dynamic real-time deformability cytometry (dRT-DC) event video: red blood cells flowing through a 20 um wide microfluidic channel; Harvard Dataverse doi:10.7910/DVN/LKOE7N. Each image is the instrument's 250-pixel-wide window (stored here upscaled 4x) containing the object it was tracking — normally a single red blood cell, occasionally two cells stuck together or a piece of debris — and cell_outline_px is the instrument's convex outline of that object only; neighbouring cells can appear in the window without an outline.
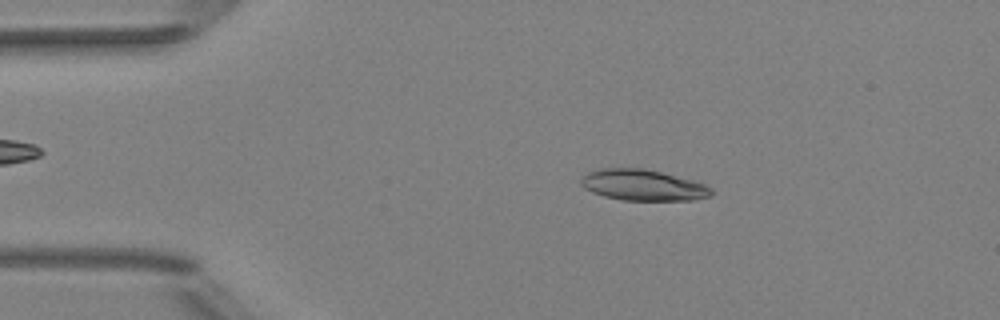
{"species": "Egyptian fruit bat (a non-hibernating species)", "species_latin": "Rousettus aegyptiacus", "temperature_condition": "room temperature", "stored_images_in_passage": 50, "camera_frame_rate_fps": 3000, "um_per_image_px": 0.085, "animal": {"sex": "female"}, "frame": {"image": 1, "passage_image": 9, "time_ms": 2.667, "image_size_px": [1000, 320], "cell_outline_px": [[712, 196], [692, 200], [620, 200], [604, 196], [592, 192], [584, 188], [580, 184], [580, 180], [588, 172], [596, 168], [644, 168], [692, 180], [704, 184], [712, 188]], "centroid_in_image_um": [54.63, 15.73], "position_along_channel_um": 30.4, "area_um2": 23.58}}
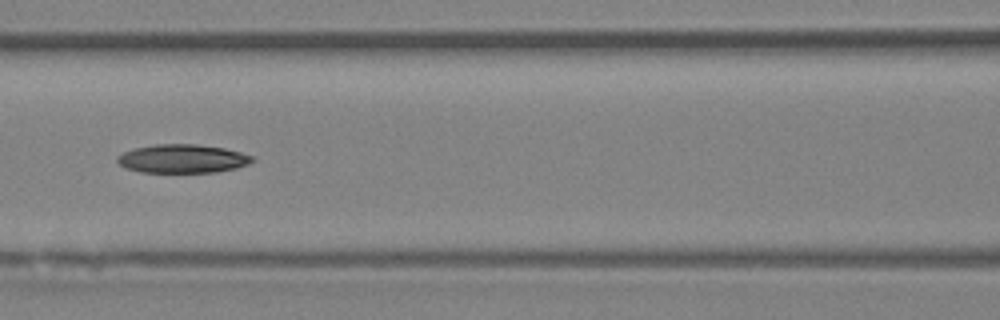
{"frame": {"image": 2, "passage_image": 22, "time_ms": 7.0, "image_size_px": [1000, 320], "cell_outline_px": [[256, 160], [248, 164], [236, 168], [216, 172], [140, 172], [128, 168], [120, 164], [116, 160], [116, 156], [124, 152], [136, 148], [156, 144], [196, 144], [224, 148], [256, 156]], "centroid_in_image_um": [15.56, 13.48], "position_along_channel_um": 151.0, "area_um2": 22.48}}
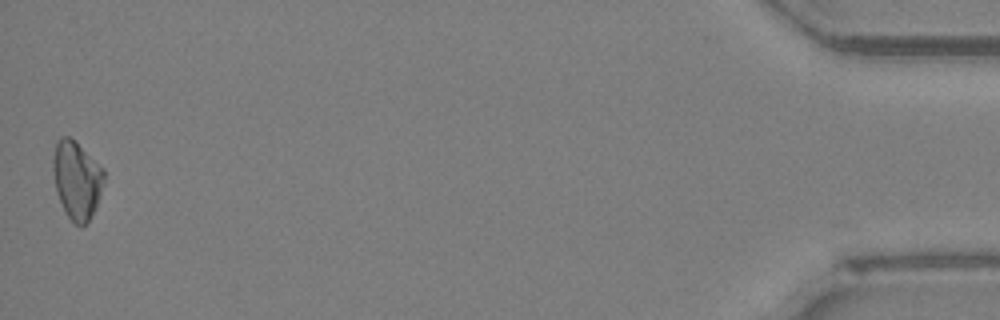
{"frame": {"image": 3, "passage_image": 50, "time_ms": 16.333, "image_size_px": [1000, 320], "cell_outline_px": [[104, 180], [96, 204], [88, 220], [80, 228], [68, 216], [56, 192], [52, 168], [52, 160], [56, 140], [60, 136], [68, 136], [104, 168]], "centroid_in_image_um": [6.49, 15.26], "position_along_channel_um": 428.7, "area_um2": 22.72}, "authors_computed_cell_mechanics": {"area_um2": 23.0333, "velocity_mm_per_s": 4.0066, "shape_relaxation_time_tau1_ms": 4.632, "shape_relaxation_time_tau2_ms": null, "deformation_change_tau1": 0.1119, "deformation_change_tau2": null}}